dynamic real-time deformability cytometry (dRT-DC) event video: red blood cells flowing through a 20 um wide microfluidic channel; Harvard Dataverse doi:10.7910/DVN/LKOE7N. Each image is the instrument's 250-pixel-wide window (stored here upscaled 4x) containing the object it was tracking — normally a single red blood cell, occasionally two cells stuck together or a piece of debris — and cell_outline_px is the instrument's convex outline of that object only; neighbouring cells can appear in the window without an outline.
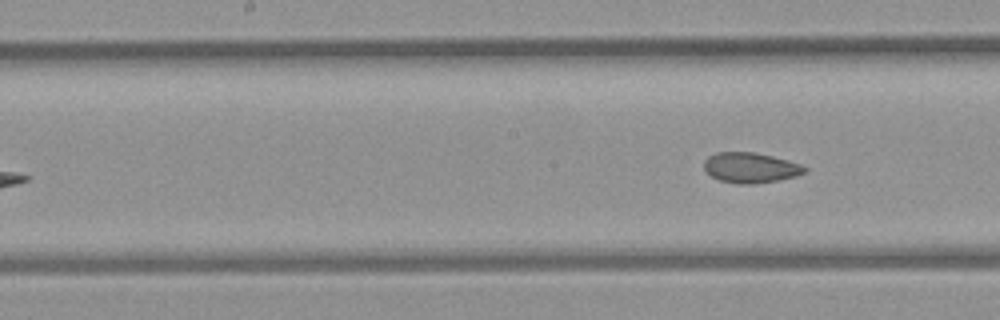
{"species": "common noctule bat (a hibernating species)", "species_latin": "Nyctalus noctula", "temperature_condition": "room temperature", "stored_images_in_passage": 5, "camera_frame_rate_fps": 3000, "um_per_image_px": 0.085, "animal": {"sex": "female", "body_mass_g": 21.9}, "frame": {"image": 1, "passage_image": 5, "time_ms": 4.667, "image_size_px": [1000, 320], "cell_outline_px": [[808, 168], [804, 172], [796, 176], [780, 180], [756, 184], [736, 184], [720, 180], [712, 176], [704, 168], [704, 160], [708, 156], [716, 152], [756, 152], [788, 160], [800, 164]], "centroid_in_image_um": [63.8, 14.25], "position_along_channel_um": 184.4, "area_um2": 17.86}}